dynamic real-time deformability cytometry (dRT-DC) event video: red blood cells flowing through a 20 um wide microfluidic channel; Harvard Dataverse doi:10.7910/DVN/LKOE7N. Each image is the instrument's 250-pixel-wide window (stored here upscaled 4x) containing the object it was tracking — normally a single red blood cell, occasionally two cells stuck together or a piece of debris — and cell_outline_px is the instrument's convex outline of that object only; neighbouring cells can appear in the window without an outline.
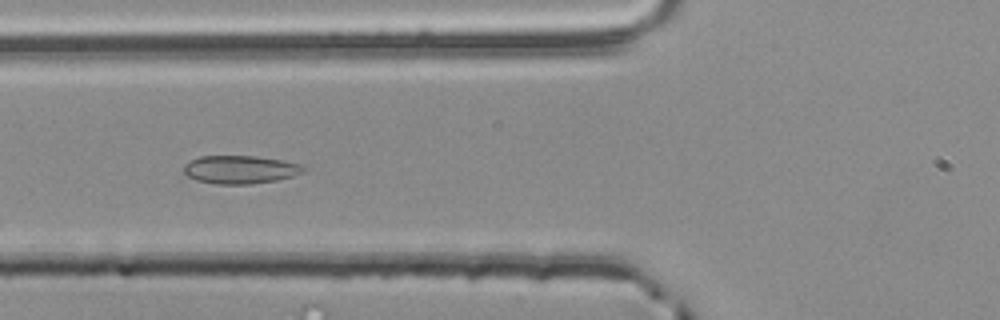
{"species": "common noctule bat (a hibernating species)", "species_latin": "Nyctalus noctula", "temperature_condition": "room temperature", "stored_images_in_passage": 41, "camera_frame_rate_fps": 3000, "um_per_image_px": 0.085, "animal": {"sex": "male", "body_mass_g": 20.4}, "frame": {"image": 1, "passage_image": 8, "time_ms": 2.333, "image_size_px": [1000, 320], "cell_outline_px": [[308, 168], [304, 172], [292, 176], [276, 180], [252, 184], [216, 184], [196, 180], [188, 176], [184, 172], [184, 164], [200, 156], [256, 156], [280, 160], [300, 164]], "centroid_in_image_um": [20.43, 14.41], "position_along_channel_um": 105.4, "area_um2": 19.59}}
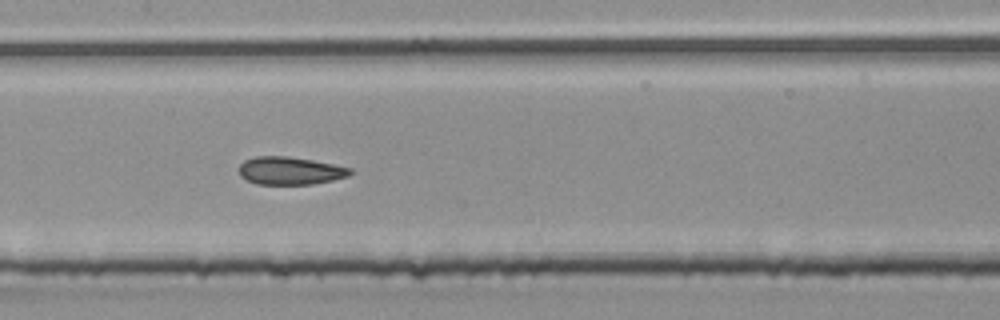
{"frame": {"image": 2, "passage_image": 14, "time_ms": 4.333, "image_size_px": [1000, 320], "cell_outline_px": [[356, 172], [348, 176], [332, 180], [312, 184], [256, 184], [240, 176], [240, 164], [244, 160], [252, 156], [288, 156], [312, 160], [352, 168]], "centroid_in_image_um": [24.67, 14.5], "position_along_channel_um": 182.7, "area_um2": 18.09}}
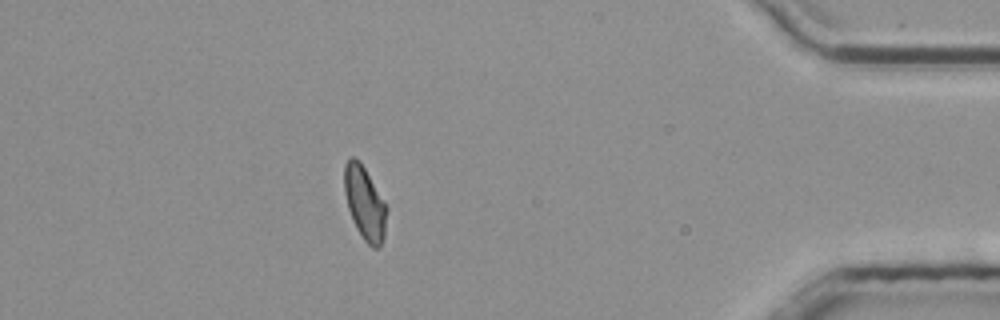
{"frame": {"image": 3, "passage_image": 35, "time_ms": 11.333, "image_size_px": [1000, 320], "cell_outline_px": [[388, 208], [384, 236], [380, 248], [372, 248], [364, 240], [356, 228], [352, 220], [348, 208], [344, 192], [344, 164], [352, 156], [360, 160]], "centroid_in_image_um": [31.0, 17.28], "position_along_channel_um": 404.2, "area_um2": 18.21}, "authors_computed_cell_mechanics": {"area_um2": 18.2648, "velocity_mm_per_s": 3.8496, "shape_relaxation_time_tau1_ms": null, "shape_relaxation_time_tau2_ms": 1.4181, "deformation_change_tau1": null, "deformation_change_tau2": 0.0599}}